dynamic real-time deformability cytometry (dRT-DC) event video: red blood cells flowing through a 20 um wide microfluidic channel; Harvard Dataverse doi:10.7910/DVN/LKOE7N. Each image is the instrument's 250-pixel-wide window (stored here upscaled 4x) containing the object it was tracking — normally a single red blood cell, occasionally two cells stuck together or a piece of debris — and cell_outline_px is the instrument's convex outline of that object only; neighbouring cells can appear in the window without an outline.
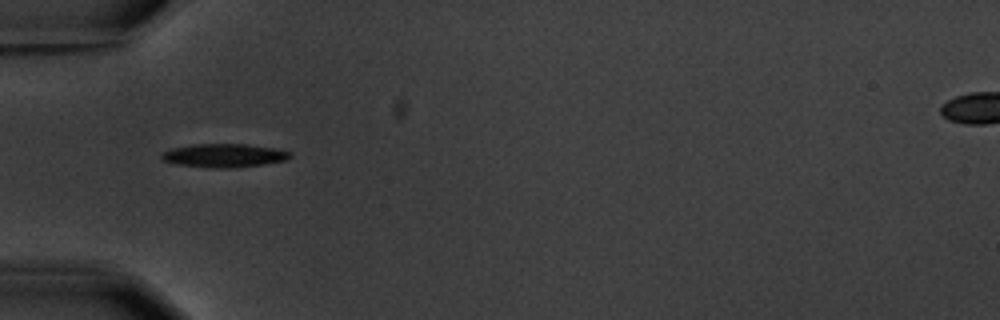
{"species": "common noctule bat (a hibernating species)", "species_latin": "Nyctalus noctula", "temperature_condition": "warm", "stored_images_in_passage": 5, "camera_frame_rate_fps": 3000, "um_per_image_px": 0.085, "animal": {"sex": "male", "body_mass_g": 20.1, "forearm_length_mm": 53.5}, "frame": {"image": 1, "passage_image": 2, "time_ms": 1.0, "image_size_px": [1000, 320], "cell_outline_px": [[292, 156], [288, 160], [260, 164], [228, 168], [212, 168], [176, 164], [164, 160], [160, 156], [164, 152], [172, 148], [192, 144], [248, 144], [272, 148], [292, 152]], "centroid_in_image_um": [19.05, 13.21], "position_along_channel_um": 65.9, "area_um2": 17.46}}